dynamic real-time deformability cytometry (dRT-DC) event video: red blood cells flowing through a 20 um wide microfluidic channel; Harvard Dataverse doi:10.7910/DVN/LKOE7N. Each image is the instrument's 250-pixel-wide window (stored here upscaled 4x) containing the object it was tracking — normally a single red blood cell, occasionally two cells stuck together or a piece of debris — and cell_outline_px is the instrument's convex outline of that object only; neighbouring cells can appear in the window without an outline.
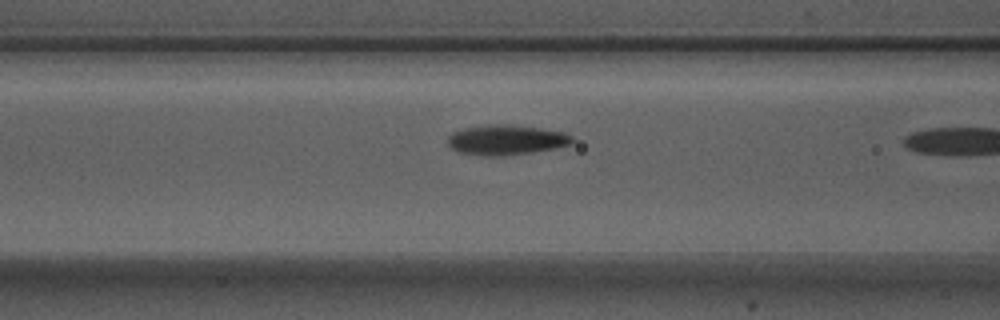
{"species": "Egyptian fruit bat (a non-hibernating species)", "species_latin": "Rousettus aegyptiacus", "temperature_condition": "warm", "stored_images_in_passage": 9, "camera_frame_rate_fps": 3000, "um_per_image_px": 0.085, "animal": {"sex": "male"}, "frame": {"image": 1, "passage_image": 8, "time_ms": 2.333, "image_size_px": [1000, 320], "cell_outline_px": [[572, 140], [568, 144], [552, 148], [532, 152], [508, 156], [484, 156], [460, 152], [452, 148], [448, 144], [448, 136], [452, 132], [464, 128], [488, 124], [504, 124], [536, 128], [564, 132], [572, 136]], "centroid_in_image_um": [42.96, 11.89], "position_along_channel_um": 123.6, "area_um2": 21.5}}